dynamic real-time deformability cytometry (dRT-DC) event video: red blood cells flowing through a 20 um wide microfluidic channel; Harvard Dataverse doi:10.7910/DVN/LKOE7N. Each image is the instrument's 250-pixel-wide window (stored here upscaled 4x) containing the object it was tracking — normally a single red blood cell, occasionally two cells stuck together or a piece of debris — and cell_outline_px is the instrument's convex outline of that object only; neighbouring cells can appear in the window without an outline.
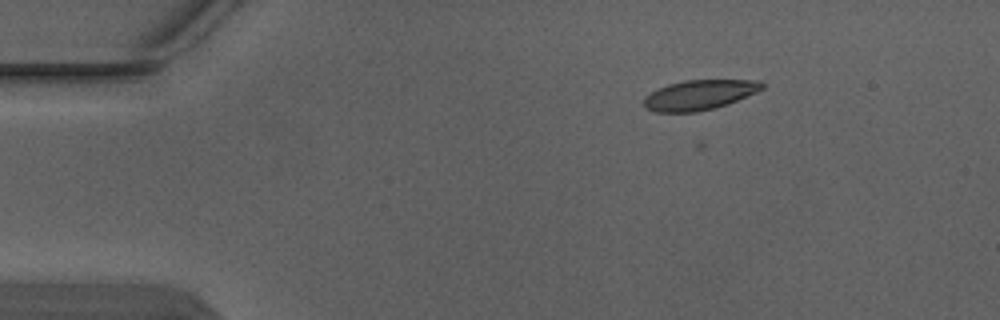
{"species": "Egyptian fruit bat (a non-hibernating species)", "species_latin": "Rousettus aegyptiacus", "temperature_condition": "warm", "stored_images_in_passage": 4, "camera_frame_rate_fps": 3000, "um_per_image_px": 0.085, "animal": {"sex": "male"}, "frame": {"image": 1, "passage_image": 3, "time_ms": 0.667, "image_size_px": [1000, 320], "cell_outline_px": [[764, 88], [756, 92], [728, 104], [716, 108], [696, 112], [656, 112], [644, 108], [644, 96], [668, 84], [684, 80], [760, 80], [764, 84]], "centroid_in_image_um": [59.45, 8.07], "position_along_channel_um": 25.6, "area_um2": 20.63}}